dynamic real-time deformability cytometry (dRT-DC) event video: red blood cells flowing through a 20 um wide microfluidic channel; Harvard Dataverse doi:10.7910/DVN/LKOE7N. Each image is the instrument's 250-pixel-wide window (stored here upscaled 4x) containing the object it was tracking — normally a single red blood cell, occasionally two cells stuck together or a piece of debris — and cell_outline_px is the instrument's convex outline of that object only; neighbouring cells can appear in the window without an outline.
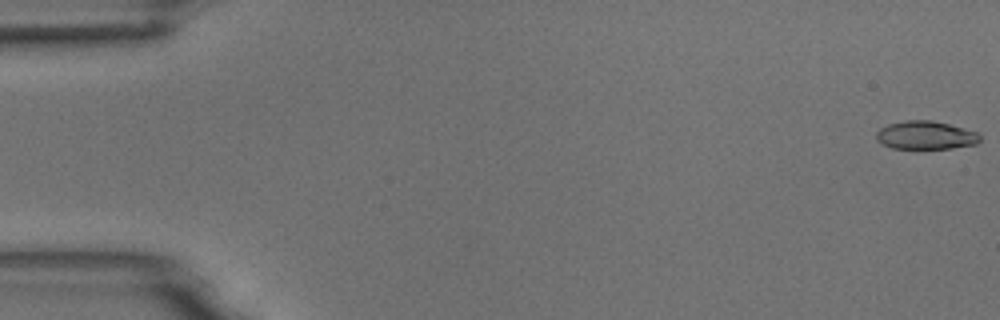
{"species": "common noctule bat (a hibernating species)", "species_latin": "Nyctalus noctula", "temperature_condition": "room temperature", "stored_images_in_passage": 5, "camera_frame_rate_fps": 3000, "um_per_image_px": 0.085, "animal": {"sex": "male", "body_mass_g": 18.8}, "frame": {"image": 1, "passage_image": 1, "time_ms": 0.0, "image_size_px": [1000, 320], "cell_outline_px": [[980, 140], [976, 144], [952, 148], [892, 148], [880, 144], [876, 140], [876, 132], [880, 128], [888, 124], [904, 120], [932, 120], [948, 124], [976, 132], [980, 136]], "centroid_in_image_um": [78.63, 11.49], "position_along_channel_um": 6.4, "area_um2": 17.05}}
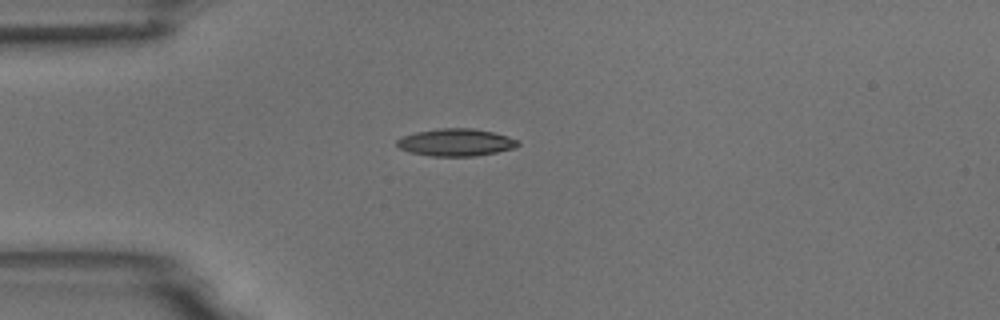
{"frame": {"image": 2, "passage_image": 5, "time_ms": 1.333, "image_size_px": [1000, 320], "cell_outline_px": [[520, 144], [516, 148], [476, 156], [432, 156], [412, 152], [400, 148], [396, 144], [396, 140], [404, 136], [416, 132], [440, 128], [472, 128], [492, 132], [508, 136], [520, 140]], "centroid_in_image_um": [38.8, 12.1], "position_along_channel_um": 46.2, "area_um2": 19.25}}